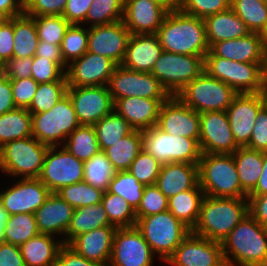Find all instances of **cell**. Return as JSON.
<instances>
[{"instance_id": "d6a6232c", "label": "cell", "mask_w": 267, "mask_h": 266, "mask_svg": "<svg viewBox=\"0 0 267 266\" xmlns=\"http://www.w3.org/2000/svg\"><path fill=\"white\" fill-rule=\"evenodd\" d=\"M242 190L249 195L256 187L263 171V152L239 147L233 153Z\"/></svg>"}, {"instance_id": "1f68e13d", "label": "cell", "mask_w": 267, "mask_h": 266, "mask_svg": "<svg viewBox=\"0 0 267 266\" xmlns=\"http://www.w3.org/2000/svg\"><path fill=\"white\" fill-rule=\"evenodd\" d=\"M104 226H114L109 222L102 204L88 205L74 210L70 225L62 239L64 244H70L77 236Z\"/></svg>"}, {"instance_id": "f6af8a7d", "label": "cell", "mask_w": 267, "mask_h": 266, "mask_svg": "<svg viewBox=\"0 0 267 266\" xmlns=\"http://www.w3.org/2000/svg\"><path fill=\"white\" fill-rule=\"evenodd\" d=\"M67 81H53L39 83L30 106L27 108L31 114L44 113L52 109L55 104L67 94Z\"/></svg>"}, {"instance_id": "30bf717a", "label": "cell", "mask_w": 267, "mask_h": 266, "mask_svg": "<svg viewBox=\"0 0 267 266\" xmlns=\"http://www.w3.org/2000/svg\"><path fill=\"white\" fill-rule=\"evenodd\" d=\"M237 94L232 87L203 71L177 97L196 112L204 113L226 111Z\"/></svg>"}, {"instance_id": "3957f363", "label": "cell", "mask_w": 267, "mask_h": 266, "mask_svg": "<svg viewBox=\"0 0 267 266\" xmlns=\"http://www.w3.org/2000/svg\"><path fill=\"white\" fill-rule=\"evenodd\" d=\"M249 214L247 197L204 196L197 224L191 231L209 240L222 242L239 222Z\"/></svg>"}, {"instance_id": "6da1fadb", "label": "cell", "mask_w": 267, "mask_h": 266, "mask_svg": "<svg viewBox=\"0 0 267 266\" xmlns=\"http://www.w3.org/2000/svg\"><path fill=\"white\" fill-rule=\"evenodd\" d=\"M221 247L226 266H267V232L250 214L224 238Z\"/></svg>"}, {"instance_id": "7bdbcfd3", "label": "cell", "mask_w": 267, "mask_h": 266, "mask_svg": "<svg viewBox=\"0 0 267 266\" xmlns=\"http://www.w3.org/2000/svg\"><path fill=\"white\" fill-rule=\"evenodd\" d=\"M101 204L105 209L109 222L117 228L134 227L136 211L121 196L104 191Z\"/></svg>"}, {"instance_id": "11e5206c", "label": "cell", "mask_w": 267, "mask_h": 266, "mask_svg": "<svg viewBox=\"0 0 267 266\" xmlns=\"http://www.w3.org/2000/svg\"><path fill=\"white\" fill-rule=\"evenodd\" d=\"M5 61L0 56V73H3Z\"/></svg>"}, {"instance_id": "6f0895ef", "label": "cell", "mask_w": 267, "mask_h": 266, "mask_svg": "<svg viewBox=\"0 0 267 266\" xmlns=\"http://www.w3.org/2000/svg\"><path fill=\"white\" fill-rule=\"evenodd\" d=\"M246 147L267 153V110L264 106L257 113L249 144Z\"/></svg>"}, {"instance_id": "2644e50d", "label": "cell", "mask_w": 267, "mask_h": 266, "mask_svg": "<svg viewBox=\"0 0 267 266\" xmlns=\"http://www.w3.org/2000/svg\"><path fill=\"white\" fill-rule=\"evenodd\" d=\"M163 8H165L168 12L180 10L181 1L182 0H152Z\"/></svg>"}, {"instance_id": "db71d44e", "label": "cell", "mask_w": 267, "mask_h": 266, "mask_svg": "<svg viewBox=\"0 0 267 266\" xmlns=\"http://www.w3.org/2000/svg\"><path fill=\"white\" fill-rule=\"evenodd\" d=\"M31 73L37 83L67 81L65 71L56 62L43 57H33Z\"/></svg>"}, {"instance_id": "9a60e30c", "label": "cell", "mask_w": 267, "mask_h": 266, "mask_svg": "<svg viewBox=\"0 0 267 266\" xmlns=\"http://www.w3.org/2000/svg\"><path fill=\"white\" fill-rule=\"evenodd\" d=\"M199 115V146L202 154H233L239 148L226 111H209Z\"/></svg>"}, {"instance_id": "cb8c5ba5", "label": "cell", "mask_w": 267, "mask_h": 266, "mask_svg": "<svg viewBox=\"0 0 267 266\" xmlns=\"http://www.w3.org/2000/svg\"><path fill=\"white\" fill-rule=\"evenodd\" d=\"M209 51L214 56L236 62L267 63V48L260 33H250L246 37L214 43Z\"/></svg>"}, {"instance_id": "b9f144b4", "label": "cell", "mask_w": 267, "mask_h": 266, "mask_svg": "<svg viewBox=\"0 0 267 266\" xmlns=\"http://www.w3.org/2000/svg\"><path fill=\"white\" fill-rule=\"evenodd\" d=\"M231 8L245 22L251 33L262 34L267 26V2L231 0Z\"/></svg>"}, {"instance_id": "60d3db41", "label": "cell", "mask_w": 267, "mask_h": 266, "mask_svg": "<svg viewBox=\"0 0 267 266\" xmlns=\"http://www.w3.org/2000/svg\"><path fill=\"white\" fill-rule=\"evenodd\" d=\"M116 169L104 151H99L91 159L84 162V178L87 184L107 191Z\"/></svg>"}, {"instance_id": "681fc988", "label": "cell", "mask_w": 267, "mask_h": 266, "mask_svg": "<svg viewBox=\"0 0 267 266\" xmlns=\"http://www.w3.org/2000/svg\"><path fill=\"white\" fill-rule=\"evenodd\" d=\"M33 18L39 40L61 46L70 23L60 15L38 16Z\"/></svg>"}, {"instance_id": "f35d334b", "label": "cell", "mask_w": 267, "mask_h": 266, "mask_svg": "<svg viewBox=\"0 0 267 266\" xmlns=\"http://www.w3.org/2000/svg\"><path fill=\"white\" fill-rule=\"evenodd\" d=\"M63 147L83 162L91 159L101 151L93 125L78 126L67 137Z\"/></svg>"}, {"instance_id": "7402d4cb", "label": "cell", "mask_w": 267, "mask_h": 266, "mask_svg": "<svg viewBox=\"0 0 267 266\" xmlns=\"http://www.w3.org/2000/svg\"><path fill=\"white\" fill-rule=\"evenodd\" d=\"M263 107L261 92L237 94L226 110L230 127L239 147H246L259 110Z\"/></svg>"}, {"instance_id": "603a6c76", "label": "cell", "mask_w": 267, "mask_h": 266, "mask_svg": "<svg viewBox=\"0 0 267 266\" xmlns=\"http://www.w3.org/2000/svg\"><path fill=\"white\" fill-rule=\"evenodd\" d=\"M167 12L152 0H124L122 21L131 34H157Z\"/></svg>"}, {"instance_id": "8fae6325", "label": "cell", "mask_w": 267, "mask_h": 266, "mask_svg": "<svg viewBox=\"0 0 267 266\" xmlns=\"http://www.w3.org/2000/svg\"><path fill=\"white\" fill-rule=\"evenodd\" d=\"M204 71V56L182 55L164 51L151 73L170 96L179 92Z\"/></svg>"}, {"instance_id": "484cf974", "label": "cell", "mask_w": 267, "mask_h": 266, "mask_svg": "<svg viewBox=\"0 0 267 266\" xmlns=\"http://www.w3.org/2000/svg\"><path fill=\"white\" fill-rule=\"evenodd\" d=\"M162 52L157 34H131L121 65L133 71L151 73Z\"/></svg>"}, {"instance_id": "5bb4252c", "label": "cell", "mask_w": 267, "mask_h": 266, "mask_svg": "<svg viewBox=\"0 0 267 266\" xmlns=\"http://www.w3.org/2000/svg\"><path fill=\"white\" fill-rule=\"evenodd\" d=\"M67 94L81 125H94L114 110L108 86H68Z\"/></svg>"}, {"instance_id": "8c879c8a", "label": "cell", "mask_w": 267, "mask_h": 266, "mask_svg": "<svg viewBox=\"0 0 267 266\" xmlns=\"http://www.w3.org/2000/svg\"><path fill=\"white\" fill-rule=\"evenodd\" d=\"M8 218L9 213L6 211L0 201V243L4 242V228Z\"/></svg>"}, {"instance_id": "003e7915", "label": "cell", "mask_w": 267, "mask_h": 266, "mask_svg": "<svg viewBox=\"0 0 267 266\" xmlns=\"http://www.w3.org/2000/svg\"><path fill=\"white\" fill-rule=\"evenodd\" d=\"M10 79L0 77V115L15 109Z\"/></svg>"}, {"instance_id": "b9fcfbb0", "label": "cell", "mask_w": 267, "mask_h": 266, "mask_svg": "<svg viewBox=\"0 0 267 266\" xmlns=\"http://www.w3.org/2000/svg\"><path fill=\"white\" fill-rule=\"evenodd\" d=\"M266 79H267V63H266Z\"/></svg>"}, {"instance_id": "ffe728a7", "label": "cell", "mask_w": 267, "mask_h": 266, "mask_svg": "<svg viewBox=\"0 0 267 266\" xmlns=\"http://www.w3.org/2000/svg\"><path fill=\"white\" fill-rule=\"evenodd\" d=\"M67 67L68 86H107L117 64L105 56L86 52Z\"/></svg>"}, {"instance_id": "2e32d148", "label": "cell", "mask_w": 267, "mask_h": 266, "mask_svg": "<svg viewBox=\"0 0 267 266\" xmlns=\"http://www.w3.org/2000/svg\"><path fill=\"white\" fill-rule=\"evenodd\" d=\"M170 266H226L221 242L190 232L167 260Z\"/></svg>"}, {"instance_id": "d4e9b609", "label": "cell", "mask_w": 267, "mask_h": 266, "mask_svg": "<svg viewBox=\"0 0 267 266\" xmlns=\"http://www.w3.org/2000/svg\"><path fill=\"white\" fill-rule=\"evenodd\" d=\"M167 99L141 97L120 98L114 101V111L122 116L134 130L143 131L157 124L162 104Z\"/></svg>"}, {"instance_id": "03108f58", "label": "cell", "mask_w": 267, "mask_h": 266, "mask_svg": "<svg viewBox=\"0 0 267 266\" xmlns=\"http://www.w3.org/2000/svg\"><path fill=\"white\" fill-rule=\"evenodd\" d=\"M249 214L262 226L267 224V194L248 196Z\"/></svg>"}, {"instance_id": "d590c367", "label": "cell", "mask_w": 267, "mask_h": 266, "mask_svg": "<svg viewBox=\"0 0 267 266\" xmlns=\"http://www.w3.org/2000/svg\"><path fill=\"white\" fill-rule=\"evenodd\" d=\"M14 47L13 56L16 58L34 57L39 38L34 18L25 12L14 16Z\"/></svg>"}, {"instance_id": "7dc6e473", "label": "cell", "mask_w": 267, "mask_h": 266, "mask_svg": "<svg viewBox=\"0 0 267 266\" xmlns=\"http://www.w3.org/2000/svg\"><path fill=\"white\" fill-rule=\"evenodd\" d=\"M144 187L128 171H117L107 191L124 198L136 211L141 202Z\"/></svg>"}, {"instance_id": "4dcf8cb0", "label": "cell", "mask_w": 267, "mask_h": 266, "mask_svg": "<svg viewBox=\"0 0 267 266\" xmlns=\"http://www.w3.org/2000/svg\"><path fill=\"white\" fill-rule=\"evenodd\" d=\"M55 236L38 234L20 245V251L25 266H52L57 264V256L63 241H57Z\"/></svg>"}, {"instance_id": "91938a15", "label": "cell", "mask_w": 267, "mask_h": 266, "mask_svg": "<svg viewBox=\"0 0 267 266\" xmlns=\"http://www.w3.org/2000/svg\"><path fill=\"white\" fill-rule=\"evenodd\" d=\"M14 17L0 23V56L6 62L13 56Z\"/></svg>"}, {"instance_id": "816d5d0a", "label": "cell", "mask_w": 267, "mask_h": 266, "mask_svg": "<svg viewBox=\"0 0 267 266\" xmlns=\"http://www.w3.org/2000/svg\"><path fill=\"white\" fill-rule=\"evenodd\" d=\"M168 210V198L153 184L144 187L136 218L162 213Z\"/></svg>"}, {"instance_id": "94428289", "label": "cell", "mask_w": 267, "mask_h": 266, "mask_svg": "<svg viewBox=\"0 0 267 266\" xmlns=\"http://www.w3.org/2000/svg\"><path fill=\"white\" fill-rule=\"evenodd\" d=\"M93 0H68L62 16L70 24H80L85 21L87 12Z\"/></svg>"}, {"instance_id": "ba28073f", "label": "cell", "mask_w": 267, "mask_h": 266, "mask_svg": "<svg viewBox=\"0 0 267 266\" xmlns=\"http://www.w3.org/2000/svg\"><path fill=\"white\" fill-rule=\"evenodd\" d=\"M48 148L33 136L10 141L0 148V170L21 179L39 178Z\"/></svg>"}, {"instance_id": "9f6ffc18", "label": "cell", "mask_w": 267, "mask_h": 266, "mask_svg": "<svg viewBox=\"0 0 267 266\" xmlns=\"http://www.w3.org/2000/svg\"><path fill=\"white\" fill-rule=\"evenodd\" d=\"M68 0H27L24 3V12L31 17L62 16Z\"/></svg>"}, {"instance_id": "34e18365", "label": "cell", "mask_w": 267, "mask_h": 266, "mask_svg": "<svg viewBox=\"0 0 267 266\" xmlns=\"http://www.w3.org/2000/svg\"><path fill=\"white\" fill-rule=\"evenodd\" d=\"M262 37H263V40H264V44L267 48V26H266V29L265 31L262 33Z\"/></svg>"}, {"instance_id": "4316f807", "label": "cell", "mask_w": 267, "mask_h": 266, "mask_svg": "<svg viewBox=\"0 0 267 266\" xmlns=\"http://www.w3.org/2000/svg\"><path fill=\"white\" fill-rule=\"evenodd\" d=\"M117 227L104 226L77 236L69 246L87 260L105 266L110 263Z\"/></svg>"}, {"instance_id": "4fadbf2b", "label": "cell", "mask_w": 267, "mask_h": 266, "mask_svg": "<svg viewBox=\"0 0 267 266\" xmlns=\"http://www.w3.org/2000/svg\"><path fill=\"white\" fill-rule=\"evenodd\" d=\"M58 149V146L48 148L38 178L51 193H56L63 186L81 182L84 178V162L63 146Z\"/></svg>"}, {"instance_id": "753ad0ef", "label": "cell", "mask_w": 267, "mask_h": 266, "mask_svg": "<svg viewBox=\"0 0 267 266\" xmlns=\"http://www.w3.org/2000/svg\"><path fill=\"white\" fill-rule=\"evenodd\" d=\"M261 97H262V101H263V106L266 108L267 110V84L265 85V87L261 90Z\"/></svg>"}, {"instance_id": "e575fe53", "label": "cell", "mask_w": 267, "mask_h": 266, "mask_svg": "<svg viewBox=\"0 0 267 266\" xmlns=\"http://www.w3.org/2000/svg\"><path fill=\"white\" fill-rule=\"evenodd\" d=\"M32 136V114L15 108L0 115V148L10 141Z\"/></svg>"}, {"instance_id": "277c9868", "label": "cell", "mask_w": 267, "mask_h": 266, "mask_svg": "<svg viewBox=\"0 0 267 266\" xmlns=\"http://www.w3.org/2000/svg\"><path fill=\"white\" fill-rule=\"evenodd\" d=\"M199 185L209 197H248L239 182L233 154H202L199 160Z\"/></svg>"}, {"instance_id": "f5cc1de1", "label": "cell", "mask_w": 267, "mask_h": 266, "mask_svg": "<svg viewBox=\"0 0 267 266\" xmlns=\"http://www.w3.org/2000/svg\"><path fill=\"white\" fill-rule=\"evenodd\" d=\"M231 7V0H182L180 10L185 14L205 19Z\"/></svg>"}, {"instance_id": "74e56055", "label": "cell", "mask_w": 267, "mask_h": 266, "mask_svg": "<svg viewBox=\"0 0 267 266\" xmlns=\"http://www.w3.org/2000/svg\"><path fill=\"white\" fill-rule=\"evenodd\" d=\"M100 150L112 147L114 143L134 131V128L114 110L93 125Z\"/></svg>"}, {"instance_id": "f546056e", "label": "cell", "mask_w": 267, "mask_h": 266, "mask_svg": "<svg viewBox=\"0 0 267 266\" xmlns=\"http://www.w3.org/2000/svg\"><path fill=\"white\" fill-rule=\"evenodd\" d=\"M204 23L209 47L214 43L246 37L251 33L245 22L231 7L206 17Z\"/></svg>"}, {"instance_id": "be15d7a7", "label": "cell", "mask_w": 267, "mask_h": 266, "mask_svg": "<svg viewBox=\"0 0 267 266\" xmlns=\"http://www.w3.org/2000/svg\"><path fill=\"white\" fill-rule=\"evenodd\" d=\"M0 266H25L19 246L0 243Z\"/></svg>"}, {"instance_id": "ac0fdd59", "label": "cell", "mask_w": 267, "mask_h": 266, "mask_svg": "<svg viewBox=\"0 0 267 266\" xmlns=\"http://www.w3.org/2000/svg\"><path fill=\"white\" fill-rule=\"evenodd\" d=\"M156 126L178 137L200 138V115L177 96H170L161 106Z\"/></svg>"}, {"instance_id": "44dd1931", "label": "cell", "mask_w": 267, "mask_h": 266, "mask_svg": "<svg viewBox=\"0 0 267 266\" xmlns=\"http://www.w3.org/2000/svg\"><path fill=\"white\" fill-rule=\"evenodd\" d=\"M51 194L38 179H20L10 188L0 192V201L9 215L34 214Z\"/></svg>"}, {"instance_id": "89a4df30", "label": "cell", "mask_w": 267, "mask_h": 266, "mask_svg": "<svg viewBox=\"0 0 267 266\" xmlns=\"http://www.w3.org/2000/svg\"><path fill=\"white\" fill-rule=\"evenodd\" d=\"M267 194V153H263V171L255 189L248 196Z\"/></svg>"}, {"instance_id": "8d00e7d4", "label": "cell", "mask_w": 267, "mask_h": 266, "mask_svg": "<svg viewBox=\"0 0 267 266\" xmlns=\"http://www.w3.org/2000/svg\"><path fill=\"white\" fill-rule=\"evenodd\" d=\"M141 151V131L134 130L120 141L114 143L112 147L106 148L104 153L116 171H127Z\"/></svg>"}, {"instance_id": "a7ac6f4b", "label": "cell", "mask_w": 267, "mask_h": 266, "mask_svg": "<svg viewBox=\"0 0 267 266\" xmlns=\"http://www.w3.org/2000/svg\"><path fill=\"white\" fill-rule=\"evenodd\" d=\"M0 13L6 19L23 14V0H0Z\"/></svg>"}, {"instance_id": "2a66077c", "label": "cell", "mask_w": 267, "mask_h": 266, "mask_svg": "<svg viewBox=\"0 0 267 266\" xmlns=\"http://www.w3.org/2000/svg\"><path fill=\"white\" fill-rule=\"evenodd\" d=\"M6 18L0 13V23L3 22Z\"/></svg>"}, {"instance_id": "e7e4bbea", "label": "cell", "mask_w": 267, "mask_h": 266, "mask_svg": "<svg viewBox=\"0 0 267 266\" xmlns=\"http://www.w3.org/2000/svg\"><path fill=\"white\" fill-rule=\"evenodd\" d=\"M35 56L50 59L56 62L65 72L67 70L68 65L64 62L60 45L39 40Z\"/></svg>"}, {"instance_id": "836d02e7", "label": "cell", "mask_w": 267, "mask_h": 266, "mask_svg": "<svg viewBox=\"0 0 267 266\" xmlns=\"http://www.w3.org/2000/svg\"><path fill=\"white\" fill-rule=\"evenodd\" d=\"M204 196L201 188H192L178 193L168 199V210L192 231L197 224Z\"/></svg>"}, {"instance_id": "680465c9", "label": "cell", "mask_w": 267, "mask_h": 266, "mask_svg": "<svg viewBox=\"0 0 267 266\" xmlns=\"http://www.w3.org/2000/svg\"><path fill=\"white\" fill-rule=\"evenodd\" d=\"M33 57L16 58L11 57L5 62L2 75L9 79H22L32 77Z\"/></svg>"}, {"instance_id": "9c48e42d", "label": "cell", "mask_w": 267, "mask_h": 266, "mask_svg": "<svg viewBox=\"0 0 267 266\" xmlns=\"http://www.w3.org/2000/svg\"><path fill=\"white\" fill-rule=\"evenodd\" d=\"M80 125L68 94L49 111L32 114V136L49 147L63 146L67 137Z\"/></svg>"}, {"instance_id": "7c38bea8", "label": "cell", "mask_w": 267, "mask_h": 266, "mask_svg": "<svg viewBox=\"0 0 267 266\" xmlns=\"http://www.w3.org/2000/svg\"><path fill=\"white\" fill-rule=\"evenodd\" d=\"M107 86L113 102L116 99L127 97L149 99H168L170 97L152 73L133 71L122 65H117Z\"/></svg>"}, {"instance_id": "e0dca14e", "label": "cell", "mask_w": 267, "mask_h": 266, "mask_svg": "<svg viewBox=\"0 0 267 266\" xmlns=\"http://www.w3.org/2000/svg\"><path fill=\"white\" fill-rule=\"evenodd\" d=\"M154 256L136 226L117 228L108 266H153Z\"/></svg>"}, {"instance_id": "f1b7e54d", "label": "cell", "mask_w": 267, "mask_h": 266, "mask_svg": "<svg viewBox=\"0 0 267 266\" xmlns=\"http://www.w3.org/2000/svg\"><path fill=\"white\" fill-rule=\"evenodd\" d=\"M155 185L169 199L199 185V166L189 163L163 164Z\"/></svg>"}, {"instance_id": "ab89813d", "label": "cell", "mask_w": 267, "mask_h": 266, "mask_svg": "<svg viewBox=\"0 0 267 266\" xmlns=\"http://www.w3.org/2000/svg\"><path fill=\"white\" fill-rule=\"evenodd\" d=\"M40 234L35 214L9 215L4 228V242L20 246Z\"/></svg>"}, {"instance_id": "f907efd6", "label": "cell", "mask_w": 267, "mask_h": 266, "mask_svg": "<svg viewBox=\"0 0 267 266\" xmlns=\"http://www.w3.org/2000/svg\"><path fill=\"white\" fill-rule=\"evenodd\" d=\"M162 164L152 155L141 151L127 170L144 186L156 183Z\"/></svg>"}, {"instance_id": "7a4b0ae2", "label": "cell", "mask_w": 267, "mask_h": 266, "mask_svg": "<svg viewBox=\"0 0 267 266\" xmlns=\"http://www.w3.org/2000/svg\"><path fill=\"white\" fill-rule=\"evenodd\" d=\"M157 35L162 49L167 52L205 56L210 49L204 19L181 10L167 12Z\"/></svg>"}, {"instance_id": "6125c7cd", "label": "cell", "mask_w": 267, "mask_h": 266, "mask_svg": "<svg viewBox=\"0 0 267 266\" xmlns=\"http://www.w3.org/2000/svg\"><path fill=\"white\" fill-rule=\"evenodd\" d=\"M57 264L59 266H105L98 262L90 261L79 255L68 244H64L58 253Z\"/></svg>"}, {"instance_id": "c3c4849f", "label": "cell", "mask_w": 267, "mask_h": 266, "mask_svg": "<svg viewBox=\"0 0 267 266\" xmlns=\"http://www.w3.org/2000/svg\"><path fill=\"white\" fill-rule=\"evenodd\" d=\"M88 35L89 28L70 24L61 44V54L67 65L87 52Z\"/></svg>"}, {"instance_id": "ee69618b", "label": "cell", "mask_w": 267, "mask_h": 266, "mask_svg": "<svg viewBox=\"0 0 267 266\" xmlns=\"http://www.w3.org/2000/svg\"><path fill=\"white\" fill-rule=\"evenodd\" d=\"M63 200L73 208L97 205L101 203L104 191L87 184L85 181L63 186L56 192Z\"/></svg>"}, {"instance_id": "5b68a950", "label": "cell", "mask_w": 267, "mask_h": 266, "mask_svg": "<svg viewBox=\"0 0 267 266\" xmlns=\"http://www.w3.org/2000/svg\"><path fill=\"white\" fill-rule=\"evenodd\" d=\"M204 71L238 94L259 93L267 84L266 64L236 62L214 56L210 51L204 56Z\"/></svg>"}, {"instance_id": "52a82bcc", "label": "cell", "mask_w": 267, "mask_h": 266, "mask_svg": "<svg viewBox=\"0 0 267 266\" xmlns=\"http://www.w3.org/2000/svg\"><path fill=\"white\" fill-rule=\"evenodd\" d=\"M142 150L162 165L168 163L199 164L201 150L196 139L166 133L156 125L141 131Z\"/></svg>"}, {"instance_id": "11a10c76", "label": "cell", "mask_w": 267, "mask_h": 266, "mask_svg": "<svg viewBox=\"0 0 267 266\" xmlns=\"http://www.w3.org/2000/svg\"><path fill=\"white\" fill-rule=\"evenodd\" d=\"M13 100L17 108L27 109L35 95L39 83L32 77L10 79Z\"/></svg>"}, {"instance_id": "83f0119b", "label": "cell", "mask_w": 267, "mask_h": 266, "mask_svg": "<svg viewBox=\"0 0 267 266\" xmlns=\"http://www.w3.org/2000/svg\"><path fill=\"white\" fill-rule=\"evenodd\" d=\"M74 210L75 208L57 193H51L34 213L39 232L52 236L63 234L64 239Z\"/></svg>"}, {"instance_id": "bcb514c9", "label": "cell", "mask_w": 267, "mask_h": 266, "mask_svg": "<svg viewBox=\"0 0 267 266\" xmlns=\"http://www.w3.org/2000/svg\"><path fill=\"white\" fill-rule=\"evenodd\" d=\"M123 10L124 0H93L82 24L89 23V27H94L121 21Z\"/></svg>"}, {"instance_id": "8992f818", "label": "cell", "mask_w": 267, "mask_h": 266, "mask_svg": "<svg viewBox=\"0 0 267 266\" xmlns=\"http://www.w3.org/2000/svg\"><path fill=\"white\" fill-rule=\"evenodd\" d=\"M135 226L154 255L157 254L164 262H167L178 245L191 232L169 210L137 218Z\"/></svg>"}, {"instance_id": "d6986e66", "label": "cell", "mask_w": 267, "mask_h": 266, "mask_svg": "<svg viewBox=\"0 0 267 266\" xmlns=\"http://www.w3.org/2000/svg\"><path fill=\"white\" fill-rule=\"evenodd\" d=\"M130 37L122 20L89 27L87 52L105 56L121 65Z\"/></svg>"}]
</instances>
